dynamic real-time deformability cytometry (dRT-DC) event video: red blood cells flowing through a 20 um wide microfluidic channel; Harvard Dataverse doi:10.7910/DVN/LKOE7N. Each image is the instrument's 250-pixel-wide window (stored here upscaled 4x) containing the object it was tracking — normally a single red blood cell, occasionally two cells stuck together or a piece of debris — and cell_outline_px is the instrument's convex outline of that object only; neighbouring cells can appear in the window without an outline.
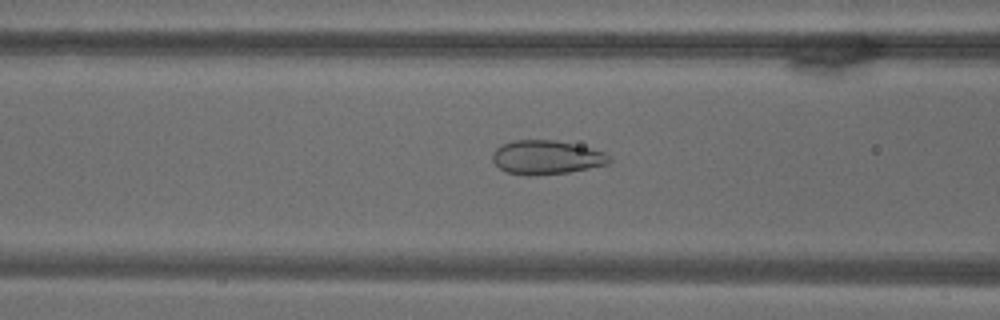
{"species": "common noctule bat (a hibernating species)", "species_latin": "Nyctalus noctula", "temperature_condition": "warm", "stored_images_in_passage": 56, "camera_frame_rate_fps": 3000, "um_per_image_px": 0.085, "animal": {"sex": "male", "body_mass_g": 18.8}, "frame": {"image": 1, "passage_image": 15, "time_ms": 4.667, "image_size_px": [1000, 320], "cell_outline_px": [[612, 160], [608, 164], [568, 172], [532, 176], [528, 176], [504, 172], [492, 160], [492, 152], [496, 148], [512, 140], [556, 140], [592, 148], [604, 152]], "centroid_in_image_um": [46.42, 13.38], "position_along_channel_um": 120.2, "area_um2": 23.18}}
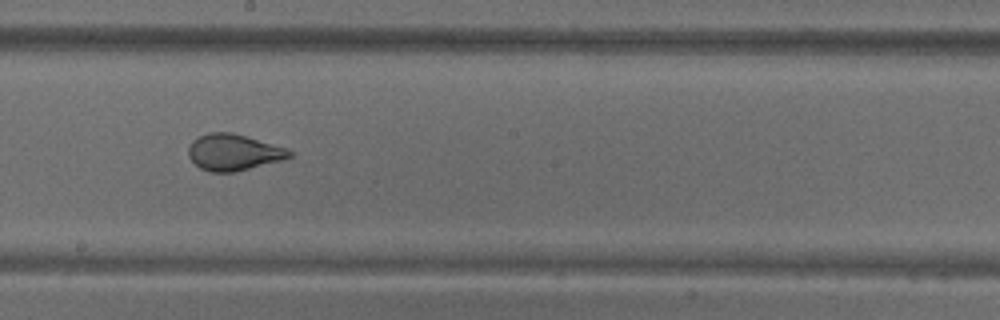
{"frame": {"image": 2, "passage_image": 26, "time_ms": 8.333, "image_size_px": [1000, 320], "cell_outline_px": [[292, 156], [284, 160], [236, 172], [208, 172], [200, 168], [188, 156], [188, 148], [192, 140], [208, 132], [232, 132], [288, 148], [292, 152]], "centroid_in_image_um": [19.87, 12.95], "position_along_channel_um": 228.3, "area_um2": 21.62}}
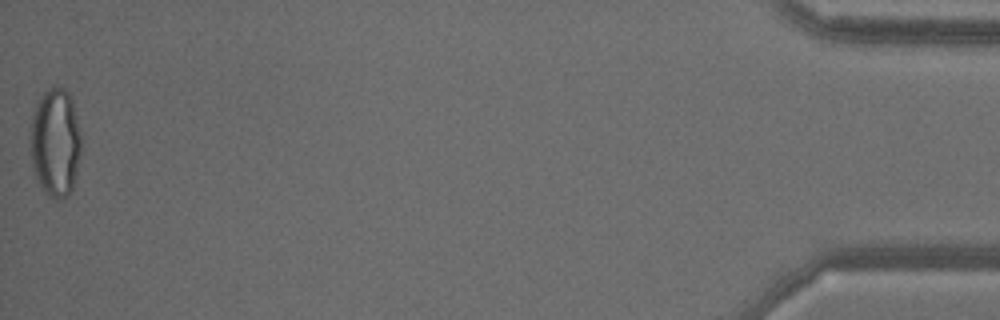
{"frame": {"image": 3, "passage_image": 56, "time_ms": 18.333, "image_size_px": [1000, 320], "cell_outline_px": [[80, 152], [72, 192], [68, 196], [56, 200], [52, 200], [44, 192], [36, 180], [28, 148], [28, 140], [32, 112], [36, 100], [52, 84], [56, 84], [64, 88], [72, 96], [80, 132]], "centroid_in_image_um": [4.66, 12.08], "position_along_channel_um": 430.5, "area_um2": 33.41}}